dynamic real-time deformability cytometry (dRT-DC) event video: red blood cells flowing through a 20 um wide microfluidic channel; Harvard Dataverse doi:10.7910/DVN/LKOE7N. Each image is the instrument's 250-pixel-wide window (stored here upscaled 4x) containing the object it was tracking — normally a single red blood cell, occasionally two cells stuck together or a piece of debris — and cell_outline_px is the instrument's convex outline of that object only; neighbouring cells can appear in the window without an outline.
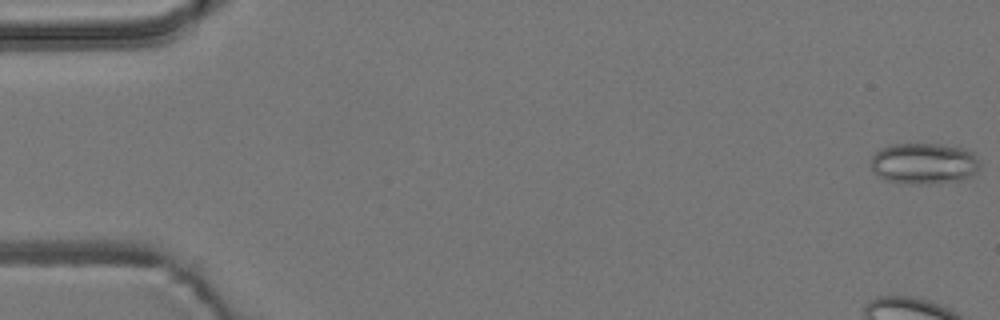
{"species": "common noctule bat (a hibernating species)", "species_latin": "Nyctalus noctula", "temperature_condition": "room temperature", "stored_images_in_passage": 9, "camera_frame_rate_fps": 3000, "um_per_image_px": 0.085, "animal": {"sex": "male", "body_mass_g": 19.2, "forearm_length_mm": 51.8}, "frame": {"image": 1, "passage_image": 1, "time_ms": 0.0, "image_size_px": [1000, 320], "cell_outline_px": [[980, 164], [972, 176], [964, 180], [928, 184], [904, 184], [888, 180], [872, 172], [872, 156], [880, 148], [888, 144], [940, 144], [960, 148], [972, 152], [980, 160]], "centroid_in_image_um": [78.54, 13.9], "position_along_channel_um": 6.5, "area_um2": 26.3}}
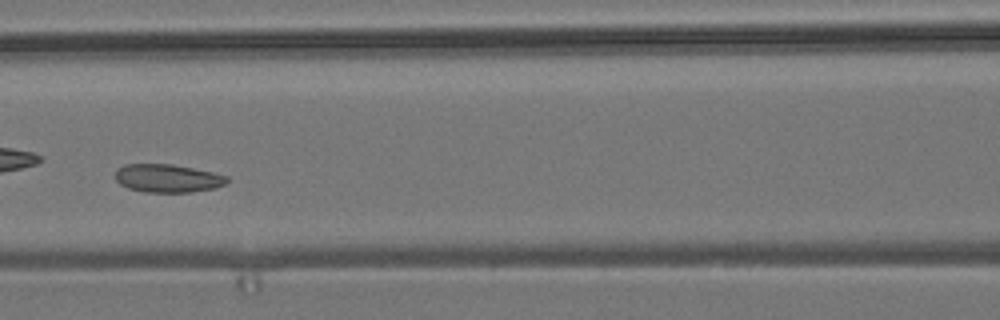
{"frame": {"image": 2, "passage_image": 8, "time_ms": 2.333, "image_size_px": [1000, 320], "cell_outline_px": [[228, 180], [224, 184], [216, 188], [192, 192], [144, 192], [128, 188], [120, 184], [116, 180], [116, 168], [124, 164], [172, 164], [212, 172], [228, 176]], "centroid_in_image_um": [14.23, 15.15], "position_along_channel_um": 152.4, "area_um2": 18.38}}
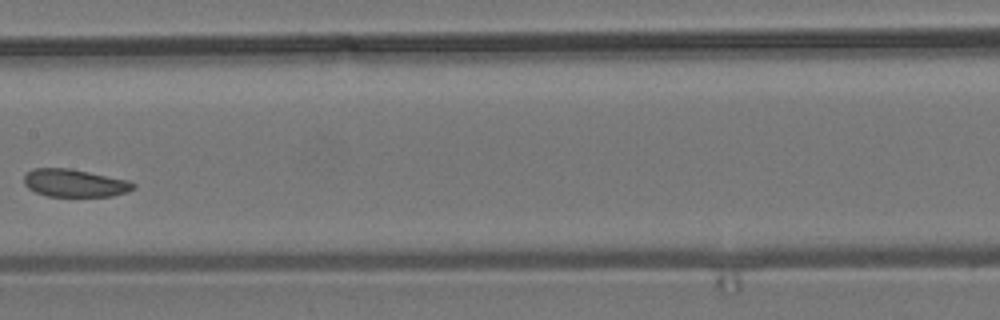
{"frame": {"image": 3, "passage_image": 9, "time_ms": 2.667, "image_size_px": [1000, 320], "cell_outline_px": [[136, 188], [128, 192], [112, 196], [48, 196], [36, 192], [28, 188], [24, 184], [24, 176], [32, 168], [68, 168], [128, 180], [136, 184]], "centroid_in_image_um": [6.36, 15.56], "position_along_channel_um": 201.0, "area_um2": 17.63}}